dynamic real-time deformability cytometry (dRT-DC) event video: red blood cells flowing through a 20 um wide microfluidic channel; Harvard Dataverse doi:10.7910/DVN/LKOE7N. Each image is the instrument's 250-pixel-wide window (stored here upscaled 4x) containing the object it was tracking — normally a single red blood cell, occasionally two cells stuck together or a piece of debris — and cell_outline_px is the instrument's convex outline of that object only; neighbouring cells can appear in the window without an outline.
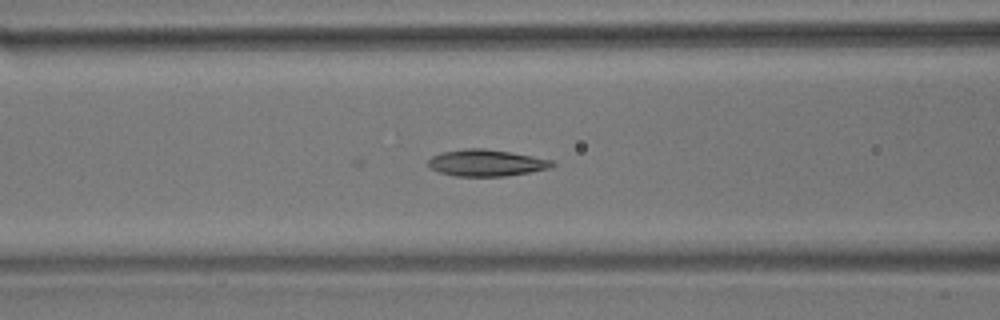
{"species": "common noctule bat (a hibernating species)", "species_latin": "Nyctalus noctula", "temperature_condition": "room temperature", "stored_images_in_passage": 54, "camera_frame_rate_fps": 3000, "um_per_image_px": 0.085, "animal": {"sex": "male", "body_mass_g": 17.9}, "frame": {"image": 1, "passage_image": 21, "time_ms": 6.667, "image_size_px": [1000, 320], "cell_outline_px": [[556, 164], [552, 168], [504, 176], [456, 176], [440, 172], [428, 168], [428, 160], [432, 156], [440, 152], [464, 148], [484, 148], [512, 152], [552, 160]], "centroid_in_image_um": [41.32, 13.83], "position_along_channel_um": 125.3, "area_um2": 19.36}}
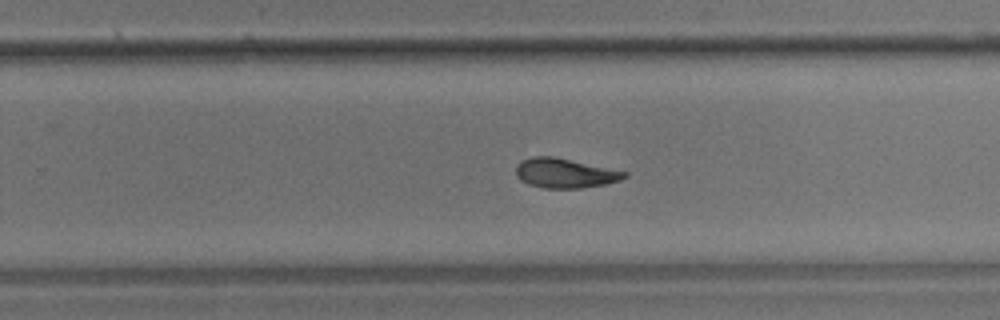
{"frame": {"image": 2, "passage_image": 34, "time_ms": 11.0, "image_size_px": [1000, 320], "cell_outline_px": [[628, 176], [620, 180], [604, 184], [580, 188], [544, 188], [528, 184], [520, 180], [516, 176], [516, 164], [520, 160], [532, 156], [552, 156], [628, 172]], "centroid_in_image_um": [47.97, 14.71], "position_along_channel_um": 281.8, "area_um2": 18.67}}
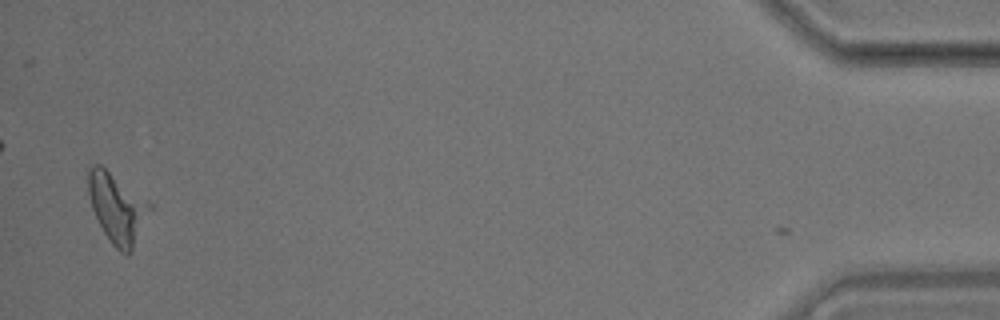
{"frame": {"image": 3, "passage_image": 53, "time_ms": 17.333, "image_size_px": [1000, 320], "cell_outline_px": [[140, 208], [132, 252], [128, 256], [120, 252], [108, 240], [92, 208], [88, 192], [88, 168], [92, 164], [100, 164], [108, 172]], "centroid_in_image_um": [9.61, 17.75], "position_along_channel_um": 425.6, "area_um2": 20.4}, "authors_computed_cell_mechanics": {"area_um2": 19.4786, "velocity_mm_per_s": 3.6151, "shape_relaxation_time_tau1_ms": null, "shape_relaxation_time_tau2_ms": 9.2065, "deformation_change_tau1": null, "deformation_change_tau2": 0.1397}}